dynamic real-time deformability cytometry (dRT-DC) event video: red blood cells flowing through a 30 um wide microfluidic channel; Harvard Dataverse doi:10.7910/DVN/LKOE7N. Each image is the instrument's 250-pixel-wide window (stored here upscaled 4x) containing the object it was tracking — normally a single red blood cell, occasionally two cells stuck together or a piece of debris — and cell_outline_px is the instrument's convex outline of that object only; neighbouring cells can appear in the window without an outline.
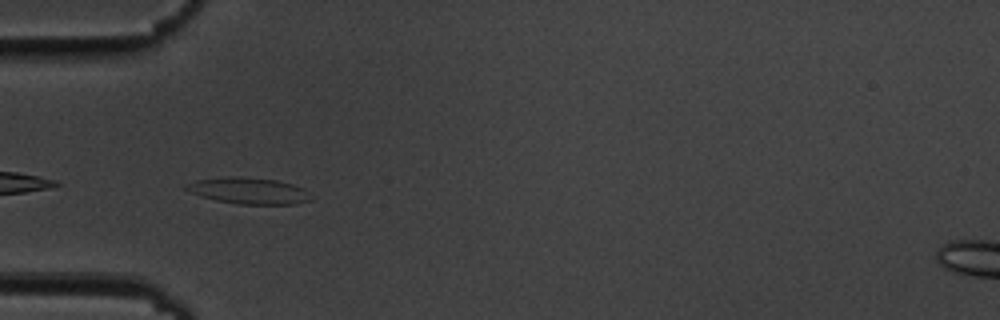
{"species": "common noctule bat (a hibernating species)", "species_latin": "Nyctalus noctula", "temperature_condition": "cold", "stored_images_in_passage": 39, "camera_frame_rate_fps": 3000, "um_per_image_px": 0.085, "animal": {"sex": "male", "body_mass_g": 19.5, "forearm_length_mm": 54.6}, "frame": {"image": 1, "passage_image": 2, "time_ms": 0.333, "image_size_px": [1000, 320], "cell_outline_px": [[312, 200], [296, 204], [240, 204], [216, 200], [200, 196], [184, 188], [184, 184], [196, 180], [232, 176], [240, 176], [276, 180], [292, 184], [304, 188]], "centroid_in_image_um": [21.14, 16.21], "position_along_channel_um": 63.9, "area_um2": 19.07}}
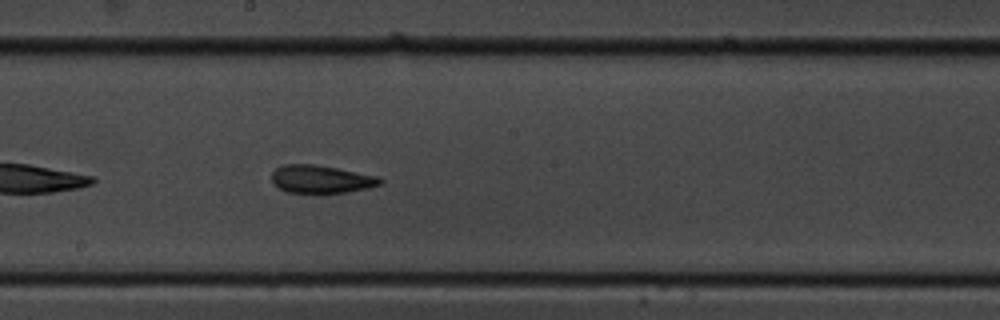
{"frame": {"image": 2, "passage_image": 15, "time_ms": 4.667, "image_size_px": [1000, 320], "cell_outline_px": [[384, 180], [380, 184], [368, 188], [348, 192], [288, 192], [280, 188], [272, 180], [272, 172], [276, 168], [284, 164], [312, 164], [336, 168], [380, 176]], "centroid_in_image_um": [27.33, 15.21], "position_along_channel_um": 220.9, "area_um2": 17.4}}
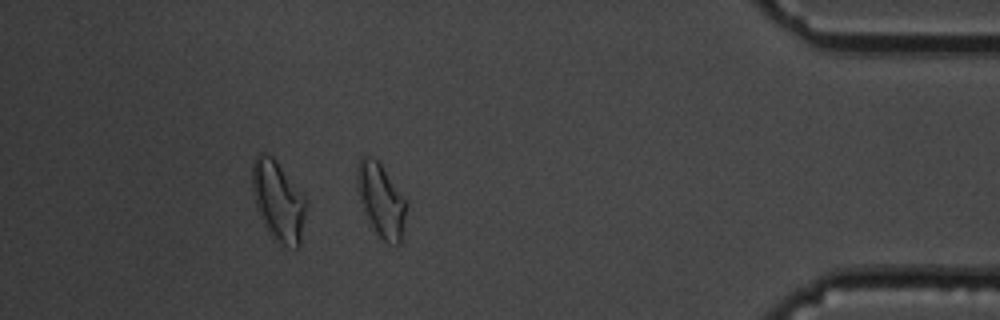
{"frame": {"image": 3, "passage_image": 33, "time_ms": 10.667, "image_size_px": [1000, 320], "cell_outline_px": [[408, 204], [400, 244], [396, 248], [388, 244], [376, 232], [356, 192], [356, 164], [360, 156], [372, 156], [380, 164], [408, 200]], "centroid_in_image_um": [32.41, 16.99], "position_along_channel_um": 402.8, "area_um2": 21.33}, "authors_computed_cell_mechanics": {"area_um2": 17.8602, "velocity_mm_per_s": 3.6714, "shape_relaxation_time_tau1_ms": null, "shape_relaxation_time_tau2_ms": 3.2633, "deformation_change_tau1": null, "deformation_change_tau2": 0.1097}}